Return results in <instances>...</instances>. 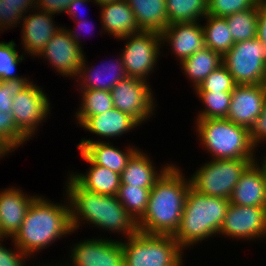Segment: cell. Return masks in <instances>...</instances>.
Segmentation results:
<instances>
[{
	"label": "cell",
	"mask_w": 266,
	"mask_h": 266,
	"mask_svg": "<svg viewBox=\"0 0 266 266\" xmlns=\"http://www.w3.org/2000/svg\"><path fill=\"white\" fill-rule=\"evenodd\" d=\"M236 85L263 84L266 76V47L256 37L234 43L222 57Z\"/></svg>",
	"instance_id": "8"
},
{
	"label": "cell",
	"mask_w": 266,
	"mask_h": 266,
	"mask_svg": "<svg viewBox=\"0 0 266 266\" xmlns=\"http://www.w3.org/2000/svg\"><path fill=\"white\" fill-rule=\"evenodd\" d=\"M223 64L222 56L210 48L204 47L180 63L185 77L195 90L206 77Z\"/></svg>",
	"instance_id": "28"
},
{
	"label": "cell",
	"mask_w": 266,
	"mask_h": 266,
	"mask_svg": "<svg viewBox=\"0 0 266 266\" xmlns=\"http://www.w3.org/2000/svg\"><path fill=\"white\" fill-rule=\"evenodd\" d=\"M112 60H109V62L104 61L105 63L99 64L96 67L94 65L89 66L86 56H84L83 62L80 65V71L74 81L78 83L76 88L79 87V90L97 89L110 91L119 81L127 78L128 76L120 54L118 59Z\"/></svg>",
	"instance_id": "20"
},
{
	"label": "cell",
	"mask_w": 266,
	"mask_h": 266,
	"mask_svg": "<svg viewBox=\"0 0 266 266\" xmlns=\"http://www.w3.org/2000/svg\"><path fill=\"white\" fill-rule=\"evenodd\" d=\"M263 85L265 86V88H266V76H265V80H264V83H263Z\"/></svg>",
	"instance_id": "49"
},
{
	"label": "cell",
	"mask_w": 266,
	"mask_h": 266,
	"mask_svg": "<svg viewBox=\"0 0 266 266\" xmlns=\"http://www.w3.org/2000/svg\"><path fill=\"white\" fill-rule=\"evenodd\" d=\"M251 140L257 149L261 147L262 143H266V101L264 103L263 111L257 118L255 125L250 130ZM261 144V146H259Z\"/></svg>",
	"instance_id": "41"
},
{
	"label": "cell",
	"mask_w": 266,
	"mask_h": 266,
	"mask_svg": "<svg viewBox=\"0 0 266 266\" xmlns=\"http://www.w3.org/2000/svg\"><path fill=\"white\" fill-rule=\"evenodd\" d=\"M151 188H141L120 184L117 198L127 212L137 222L145 213Z\"/></svg>",
	"instance_id": "34"
},
{
	"label": "cell",
	"mask_w": 266,
	"mask_h": 266,
	"mask_svg": "<svg viewBox=\"0 0 266 266\" xmlns=\"http://www.w3.org/2000/svg\"><path fill=\"white\" fill-rule=\"evenodd\" d=\"M238 206L266 208V185L260 167L252 162L242 173L229 199Z\"/></svg>",
	"instance_id": "23"
},
{
	"label": "cell",
	"mask_w": 266,
	"mask_h": 266,
	"mask_svg": "<svg viewBox=\"0 0 266 266\" xmlns=\"http://www.w3.org/2000/svg\"><path fill=\"white\" fill-rule=\"evenodd\" d=\"M218 235L232 240H266V208L230 203Z\"/></svg>",
	"instance_id": "13"
},
{
	"label": "cell",
	"mask_w": 266,
	"mask_h": 266,
	"mask_svg": "<svg viewBox=\"0 0 266 266\" xmlns=\"http://www.w3.org/2000/svg\"><path fill=\"white\" fill-rule=\"evenodd\" d=\"M259 161H261L260 164H259ZM259 161H258V158L256 157L254 162L260 167V169L263 173V176L265 179V185H266V153H265V156L263 157V159L262 160L259 159Z\"/></svg>",
	"instance_id": "46"
},
{
	"label": "cell",
	"mask_w": 266,
	"mask_h": 266,
	"mask_svg": "<svg viewBox=\"0 0 266 266\" xmlns=\"http://www.w3.org/2000/svg\"><path fill=\"white\" fill-rule=\"evenodd\" d=\"M15 152L5 141L0 138V158L8 156V153Z\"/></svg>",
	"instance_id": "45"
},
{
	"label": "cell",
	"mask_w": 266,
	"mask_h": 266,
	"mask_svg": "<svg viewBox=\"0 0 266 266\" xmlns=\"http://www.w3.org/2000/svg\"><path fill=\"white\" fill-rule=\"evenodd\" d=\"M19 187H7L0 191V232L4 238H13L24 221L27 210L38 196L26 194Z\"/></svg>",
	"instance_id": "19"
},
{
	"label": "cell",
	"mask_w": 266,
	"mask_h": 266,
	"mask_svg": "<svg viewBox=\"0 0 266 266\" xmlns=\"http://www.w3.org/2000/svg\"><path fill=\"white\" fill-rule=\"evenodd\" d=\"M149 84L150 82L133 77L119 81L110 90L114 108L130 115L140 125L148 122L157 107Z\"/></svg>",
	"instance_id": "10"
},
{
	"label": "cell",
	"mask_w": 266,
	"mask_h": 266,
	"mask_svg": "<svg viewBox=\"0 0 266 266\" xmlns=\"http://www.w3.org/2000/svg\"><path fill=\"white\" fill-rule=\"evenodd\" d=\"M90 1L95 3L94 0H75L74 2H72L67 7V10H66L65 14L68 13V15L70 16V18H72L75 22L81 21V19H84V18H80L79 15H78L80 13L79 12L80 7L84 8L83 6H85V4L86 3H89Z\"/></svg>",
	"instance_id": "43"
},
{
	"label": "cell",
	"mask_w": 266,
	"mask_h": 266,
	"mask_svg": "<svg viewBox=\"0 0 266 266\" xmlns=\"http://www.w3.org/2000/svg\"><path fill=\"white\" fill-rule=\"evenodd\" d=\"M26 14L20 22V25H22L20 27L22 28L21 44L23 45V53L34 58L43 50L47 42L57 33L61 26L53 21L55 15L40 11L36 7Z\"/></svg>",
	"instance_id": "16"
},
{
	"label": "cell",
	"mask_w": 266,
	"mask_h": 266,
	"mask_svg": "<svg viewBox=\"0 0 266 266\" xmlns=\"http://www.w3.org/2000/svg\"><path fill=\"white\" fill-rule=\"evenodd\" d=\"M6 238L0 239V266H26L31 258L25 255L13 242L12 248L4 246L3 242ZM30 259V260H29ZM26 260V261H25Z\"/></svg>",
	"instance_id": "39"
},
{
	"label": "cell",
	"mask_w": 266,
	"mask_h": 266,
	"mask_svg": "<svg viewBox=\"0 0 266 266\" xmlns=\"http://www.w3.org/2000/svg\"><path fill=\"white\" fill-rule=\"evenodd\" d=\"M229 205V199L208 196L190 186L174 239L183 250H187L218 236Z\"/></svg>",
	"instance_id": "4"
},
{
	"label": "cell",
	"mask_w": 266,
	"mask_h": 266,
	"mask_svg": "<svg viewBox=\"0 0 266 266\" xmlns=\"http://www.w3.org/2000/svg\"><path fill=\"white\" fill-rule=\"evenodd\" d=\"M203 103V109L196 114L195 119L226 118L232 92H194ZM205 108V109H204Z\"/></svg>",
	"instance_id": "33"
},
{
	"label": "cell",
	"mask_w": 266,
	"mask_h": 266,
	"mask_svg": "<svg viewBox=\"0 0 266 266\" xmlns=\"http://www.w3.org/2000/svg\"><path fill=\"white\" fill-rule=\"evenodd\" d=\"M235 86L232 75L222 64L206 77L194 92H232Z\"/></svg>",
	"instance_id": "37"
},
{
	"label": "cell",
	"mask_w": 266,
	"mask_h": 266,
	"mask_svg": "<svg viewBox=\"0 0 266 266\" xmlns=\"http://www.w3.org/2000/svg\"><path fill=\"white\" fill-rule=\"evenodd\" d=\"M35 7L40 11L52 15H59L66 12L67 7L75 0H35Z\"/></svg>",
	"instance_id": "40"
},
{
	"label": "cell",
	"mask_w": 266,
	"mask_h": 266,
	"mask_svg": "<svg viewBox=\"0 0 266 266\" xmlns=\"http://www.w3.org/2000/svg\"><path fill=\"white\" fill-rule=\"evenodd\" d=\"M265 101L266 88L263 84L236 85L226 118L251 130L263 111Z\"/></svg>",
	"instance_id": "15"
},
{
	"label": "cell",
	"mask_w": 266,
	"mask_h": 266,
	"mask_svg": "<svg viewBox=\"0 0 266 266\" xmlns=\"http://www.w3.org/2000/svg\"><path fill=\"white\" fill-rule=\"evenodd\" d=\"M109 239L93 237L80 240L72 245L69 252L70 259L65 260L63 264L65 266H124L121 240Z\"/></svg>",
	"instance_id": "12"
},
{
	"label": "cell",
	"mask_w": 266,
	"mask_h": 266,
	"mask_svg": "<svg viewBox=\"0 0 266 266\" xmlns=\"http://www.w3.org/2000/svg\"><path fill=\"white\" fill-rule=\"evenodd\" d=\"M16 43L12 39L9 42H0V81H7L15 78H22L16 74L17 66L25 60V54L18 53Z\"/></svg>",
	"instance_id": "36"
},
{
	"label": "cell",
	"mask_w": 266,
	"mask_h": 266,
	"mask_svg": "<svg viewBox=\"0 0 266 266\" xmlns=\"http://www.w3.org/2000/svg\"><path fill=\"white\" fill-rule=\"evenodd\" d=\"M196 135L211 159H256L249 129L227 118L196 119Z\"/></svg>",
	"instance_id": "5"
},
{
	"label": "cell",
	"mask_w": 266,
	"mask_h": 266,
	"mask_svg": "<svg viewBox=\"0 0 266 266\" xmlns=\"http://www.w3.org/2000/svg\"><path fill=\"white\" fill-rule=\"evenodd\" d=\"M234 43L257 37L258 4L251 9L225 17Z\"/></svg>",
	"instance_id": "32"
},
{
	"label": "cell",
	"mask_w": 266,
	"mask_h": 266,
	"mask_svg": "<svg viewBox=\"0 0 266 266\" xmlns=\"http://www.w3.org/2000/svg\"><path fill=\"white\" fill-rule=\"evenodd\" d=\"M255 159H210L189 176L191 187L199 193L230 199L245 169Z\"/></svg>",
	"instance_id": "7"
},
{
	"label": "cell",
	"mask_w": 266,
	"mask_h": 266,
	"mask_svg": "<svg viewBox=\"0 0 266 266\" xmlns=\"http://www.w3.org/2000/svg\"><path fill=\"white\" fill-rule=\"evenodd\" d=\"M124 239H121L124 266H184L185 250L173 235L137 231Z\"/></svg>",
	"instance_id": "6"
},
{
	"label": "cell",
	"mask_w": 266,
	"mask_h": 266,
	"mask_svg": "<svg viewBox=\"0 0 266 266\" xmlns=\"http://www.w3.org/2000/svg\"><path fill=\"white\" fill-rule=\"evenodd\" d=\"M141 125L130 115L113 108L105 113L90 116L80 127L92 135L107 140L109 138L121 137L123 134L132 132Z\"/></svg>",
	"instance_id": "24"
},
{
	"label": "cell",
	"mask_w": 266,
	"mask_h": 266,
	"mask_svg": "<svg viewBox=\"0 0 266 266\" xmlns=\"http://www.w3.org/2000/svg\"><path fill=\"white\" fill-rule=\"evenodd\" d=\"M81 103L75 113L76 125L81 126L90 116L105 113L114 108L110 91L79 90Z\"/></svg>",
	"instance_id": "30"
},
{
	"label": "cell",
	"mask_w": 266,
	"mask_h": 266,
	"mask_svg": "<svg viewBox=\"0 0 266 266\" xmlns=\"http://www.w3.org/2000/svg\"><path fill=\"white\" fill-rule=\"evenodd\" d=\"M124 48L121 50V58L128 77L149 81V76L161 56V34L153 31H140L135 34L120 38ZM161 48V49H160Z\"/></svg>",
	"instance_id": "9"
},
{
	"label": "cell",
	"mask_w": 266,
	"mask_h": 266,
	"mask_svg": "<svg viewBox=\"0 0 266 266\" xmlns=\"http://www.w3.org/2000/svg\"><path fill=\"white\" fill-rule=\"evenodd\" d=\"M35 0H2L0 3V33L17 27L23 16L35 8Z\"/></svg>",
	"instance_id": "35"
},
{
	"label": "cell",
	"mask_w": 266,
	"mask_h": 266,
	"mask_svg": "<svg viewBox=\"0 0 266 266\" xmlns=\"http://www.w3.org/2000/svg\"><path fill=\"white\" fill-rule=\"evenodd\" d=\"M82 138L77 145L94 164L106 167L113 172L121 174L128 160L139 149L137 146L128 145L121 150L114 146L111 142L98 139Z\"/></svg>",
	"instance_id": "21"
},
{
	"label": "cell",
	"mask_w": 266,
	"mask_h": 266,
	"mask_svg": "<svg viewBox=\"0 0 266 266\" xmlns=\"http://www.w3.org/2000/svg\"><path fill=\"white\" fill-rule=\"evenodd\" d=\"M168 23L203 21L208 12V0H165Z\"/></svg>",
	"instance_id": "31"
},
{
	"label": "cell",
	"mask_w": 266,
	"mask_h": 266,
	"mask_svg": "<svg viewBox=\"0 0 266 266\" xmlns=\"http://www.w3.org/2000/svg\"><path fill=\"white\" fill-rule=\"evenodd\" d=\"M202 23L205 47L217 52L222 57L234 45L226 18L206 15Z\"/></svg>",
	"instance_id": "29"
},
{
	"label": "cell",
	"mask_w": 266,
	"mask_h": 266,
	"mask_svg": "<svg viewBox=\"0 0 266 266\" xmlns=\"http://www.w3.org/2000/svg\"><path fill=\"white\" fill-rule=\"evenodd\" d=\"M46 196H37L29 206L24 221L13 238L14 244L32 259L38 252L52 246L56 240L75 233L71 224L67 196L57 203Z\"/></svg>",
	"instance_id": "3"
},
{
	"label": "cell",
	"mask_w": 266,
	"mask_h": 266,
	"mask_svg": "<svg viewBox=\"0 0 266 266\" xmlns=\"http://www.w3.org/2000/svg\"><path fill=\"white\" fill-rule=\"evenodd\" d=\"M141 31L162 33L168 23L165 0H126Z\"/></svg>",
	"instance_id": "27"
},
{
	"label": "cell",
	"mask_w": 266,
	"mask_h": 266,
	"mask_svg": "<svg viewBox=\"0 0 266 266\" xmlns=\"http://www.w3.org/2000/svg\"><path fill=\"white\" fill-rule=\"evenodd\" d=\"M33 80L30 77H22L0 81V138L13 150L29 141V139L17 128L11 114L13 97L26 89Z\"/></svg>",
	"instance_id": "17"
},
{
	"label": "cell",
	"mask_w": 266,
	"mask_h": 266,
	"mask_svg": "<svg viewBox=\"0 0 266 266\" xmlns=\"http://www.w3.org/2000/svg\"><path fill=\"white\" fill-rule=\"evenodd\" d=\"M171 164L170 162L169 164L166 163V165L159 170L152 158L139 148L128 160L126 167L120 174L121 184L141 188H152L157 179Z\"/></svg>",
	"instance_id": "26"
},
{
	"label": "cell",
	"mask_w": 266,
	"mask_h": 266,
	"mask_svg": "<svg viewBox=\"0 0 266 266\" xmlns=\"http://www.w3.org/2000/svg\"><path fill=\"white\" fill-rule=\"evenodd\" d=\"M43 87L32 82L13 97L11 114L17 128L30 140L39 130L40 124L51 114V103Z\"/></svg>",
	"instance_id": "11"
},
{
	"label": "cell",
	"mask_w": 266,
	"mask_h": 266,
	"mask_svg": "<svg viewBox=\"0 0 266 266\" xmlns=\"http://www.w3.org/2000/svg\"><path fill=\"white\" fill-rule=\"evenodd\" d=\"M39 266H41V265H39ZM42 266H65V265L62 264V263L60 264V261H59V263H55V264H53V265H52L51 263H50V264L47 263V264H45V265L42 263Z\"/></svg>",
	"instance_id": "48"
},
{
	"label": "cell",
	"mask_w": 266,
	"mask_h": 266,
	"mask_svg": "<svg viewBox=\"0 0 266 266\" xmlns=\"http://www.w3.org/2000/svg\"><path fill=\"white\" fill-rule=\"evenodd\" d=\"M81 158L90 166L84 174L78 172H69V175L84 189L97 193L116 196L121 184L119 173L94 164L81 150Z\"/></svg>",
	"instance_id": "25"
},
{
	"label": "cell",
	"mask_w": 266,
	"mask_h": 266,
	"mask_svg": "<svg viewBox=\"0 0 266 266\" xmlns=\"http://www.w3.org/2000/svg\"><path fill=\"white\" fill-rule=\"evenodd\" d=\"M76 23V25H77V29L75 28H73V29H68L67 27H65L66 28V30L68 31V33H69V35L74 39V41L75 42H77L78 43V45L82 48V49H84V47L82 46V44H81V34H79V32H77V30L78 29H80V30H85V31H87V28L89 29V26L90 25H92V22L90 23V24H88V21H87V19L85 20V19H81V21H79V22H75ZM91 27V26H90ZM92 27H93V25H92ZM91 27V28H92ZM75 30V31H74ZM84 31V32H85ZM92 31H94V30H92Z\"/></svg>",
	"instance_id": "44"
},
{
	"label": "cell",
	"mask_w": 266,
	"mask_h": 266,
	"mask_svg": "<svg viewBox=\"0 0 266 266\" xmlns=\"http://www.w3.org/2000/svg\"><path fill=\"white\" fill-rule=\"evenodd\" d=\"M65 195L70 206L73 231L86 222L104 231L121 233L127 238L137 231V222L127 212L117 196L97 194L82 188L70 175L65 182ZM80 226V227H79Z\"/></svg>",
	"instance_id": "1"
},
{
	"label": "cell",
	"mask_w": 266,
	"mask_h": 266,
	"mask_svg": "<svg viewBox=\"0 0 266 266\" xmlns=\"http://www.w3.org/2000/svg\"><path fill=\"white\" fill-rule=\"evenodd\" d=\"M100 7L101 32L120 39L140 32L133 10L126 0L105 3Z\"/></svg>",
	"instance_id": "22"
},
{
	"label": "cell",
	"mask_w": 266,
	"mask_h": 266,
	"mask_svg": "<svg viewBox=\"0 0 266 266\" xmlns=\"http://www.w3.org/2000/svg\"><path fill=\"white\" fill-rule=\"evenodd\" d=\"M260 0H208V15L227 17L254 8Z\"/></svg>",
	"instance_id": "38"
},
{
	"label": "cell",
	"mask_w": 266,
	"mask_h": 266,
	"mask_svg": "<svg viewBox=\"0 0 266 266\" xmlns=\"http://www.w3.org/2000/svg\"><path fill=\"white\" fill-rule=\"evenodd\" d=\"M173 23L161 33L162 45L168 44L179 63L205 47L202 23Z\"/></svg>",
	"instance_id": "18"
},
{
	"label": "cell",
	"mask_w": 266,
	"mask_h": 266,
	"mask_svg": "<svg viewBox=\"0 0 266 266\" xmlns=\"http://www.w3.org/2000/svg\"><path fill=\"white\" fill-rule=\"evenodd\" d=\"M95 1V5H102V4H105V3H111V2H115V1H119V0H94Z\"/></svg>",
	"instance_id": "47"
},
{
	"label": "cell",
	"mask_w": 266,
	"mask_h": 266,
	"mask_svg": "<svg viewBox=\"0 0 266 266\" xmlns=\"http://www.w3.org/2000/svg\"><path fill=\"white\" fill-rule=\"evenodd\" d=\"M84 56V50L74 41L63 26L52 36L36 57L45 59V62H48L47 65L50 64L52 66L50 68L59 73L56 75L75 80Z\"/></svg>",
	"instance_id": "14"
},
{
	"label": "cell",
	"mask_w": 266,
	"mask_h": 266,
	"mask_svg": "<svg viewBox=\"0 0 266 266\" xmlns=\"http://www.w3.org/2000/svg\"><path fill=\"white\" fill-rule=\"evenodd\" d=\"M186 177L180 166L172 162L151 188L146 211L137 221L138 231L146 234H175L191 186L189 177Z\"/></svg>",
	"instance_id": "2"
},
{
	"label": "cell",
	"mask_w": 266,
	"mask_h": 266,
	"mask_svg": "<svg viewBox=\"0 0 266 266\" xmlns=\"http://www.w3.org/2000/svg\"><path fill=\"white\" fill-rule=\"evenodd\" d=\"M257 38L266 47V2L258 3Z\"/></svg>",
	"instance_id": "42"
}]
</instances>
